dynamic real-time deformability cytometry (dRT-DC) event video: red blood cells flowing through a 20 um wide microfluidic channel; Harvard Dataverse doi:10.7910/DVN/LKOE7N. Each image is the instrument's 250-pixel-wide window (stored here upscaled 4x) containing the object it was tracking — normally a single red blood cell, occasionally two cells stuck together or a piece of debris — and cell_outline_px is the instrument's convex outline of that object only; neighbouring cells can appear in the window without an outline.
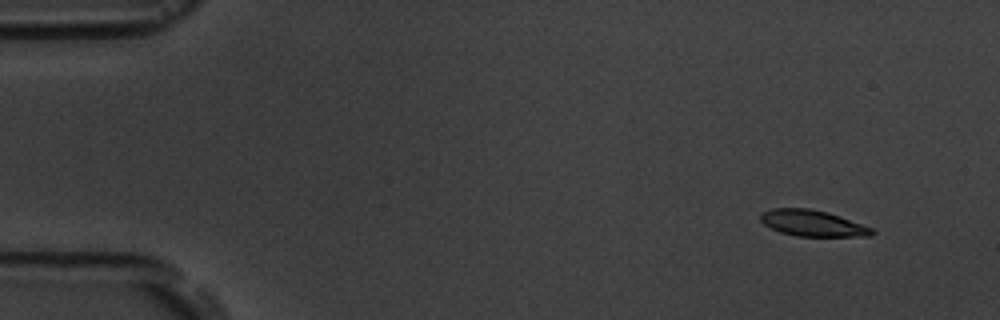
{"species": "common noctule bat (a hibernating species)", "species_latin": "Nyctalus noctula", "temperature_condition": "room temperature", "stored_images_in_passage": 4, "camera_frame_rate_fps": 3000, "um_per_image_px": 0.085, "animal": {"sex": "male", "body_mass_g": 19.5, "forearm_length_mm": 54.6}, "frame": {"image": 1, "passage_image": 1, "time_ms": 0.0, "image_size_px": [1000, 320], "cell_outline_px": [[876, 232], [872, 236], [796, 236], [780, 232], [764, 224], [760, 220], [760, 216], [764, 212], [772, 208], [808, 208], [828, 212], [840, 216], [872, 228]], "centroid_in_image_um": [69.08, 18.97], "position_along_channel_um": 15.9, "area_um2": 16.88}}